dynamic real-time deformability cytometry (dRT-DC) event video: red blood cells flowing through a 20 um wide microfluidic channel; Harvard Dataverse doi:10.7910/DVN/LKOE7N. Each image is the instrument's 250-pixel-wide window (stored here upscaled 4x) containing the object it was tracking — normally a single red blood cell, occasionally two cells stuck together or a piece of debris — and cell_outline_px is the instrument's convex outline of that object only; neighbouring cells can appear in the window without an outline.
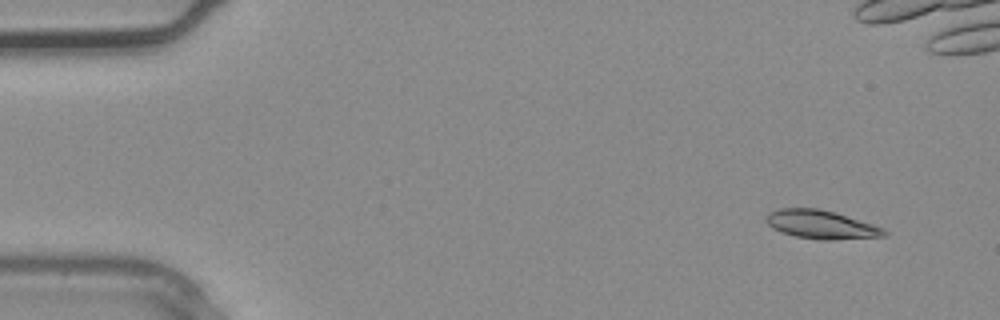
{"species": "common noctule bat (a hibernating species)", "species_latin": "Nyctalus noctula", "temperature_condition": "warm", "stored_images_in_passage": 5, "camera_frame_rate_fps": 3000, "um_per_image_px": 0.085, "animal": {"sex": "male", "body_mass_g": 20.4}, "frame": {"image": 1, "passage_image": 1, "time_ms": 0.0, "image_size_px": [1000, 320], "cell_outline_px": [[888, 236], [832, 240], [824, 240], [796, 236], [780, 232], [772, 228], [764, 220], [768, 212], [780, 208], [816, 208], [832, 212], [872, 224], [884, 228], [888, 232]], "centroid_in_image_um": [69.78, 19.09], "position_along_channel_um": 15.2, "area_um2": 19.54}}